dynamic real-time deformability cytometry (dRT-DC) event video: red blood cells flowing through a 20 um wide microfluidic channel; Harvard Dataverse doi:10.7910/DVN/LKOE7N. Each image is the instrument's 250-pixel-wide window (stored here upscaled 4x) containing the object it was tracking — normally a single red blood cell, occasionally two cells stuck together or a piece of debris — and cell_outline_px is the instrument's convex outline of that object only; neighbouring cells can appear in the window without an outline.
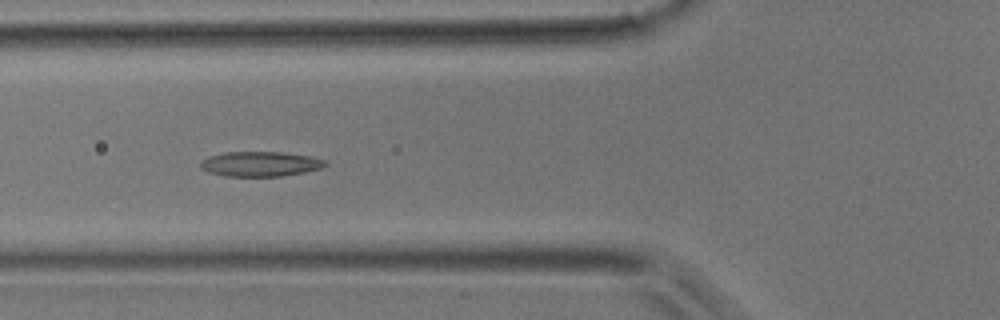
{"species": "common noctule bat (a hibernating species)", "species_latin": "Nyctalus noctula", "temperature_condition": "room temperature", "stored_images_in_passage": 40, "camera_frame_rate_fps": 3000, "um_per_image_px": 0.085, "animal": {"sex": "male", "body_mass_g": 17.9}, "frame": {"image": 1, "passage_image": 14, "time_ms": 4.333, "image_size_px": [1000, 320], "cell_outline_px": [[328, 164], [324, 168], [304, 172], [280, 176], [224, 176], [208, 172], [200, 168], [200, 164], [208, 156], [224, 152], [280, 152], [312, 156], [328, 160]], "centroid_in_image_um": [22.17, 13.93], "position_along_channel_um": 103.6, "area_um2": 18.26}}
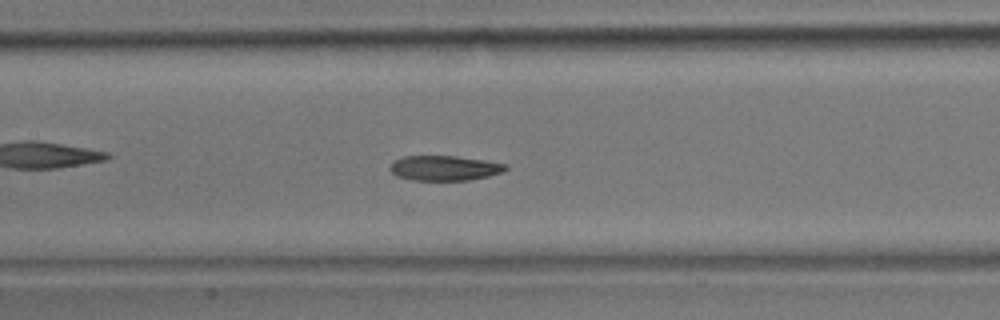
{"frame": {"image": 2, "passage_image": 18, "time_ms": 5.667, "image_size_px": [1000, 320], "cell_outline_px": [[508, 168], [504, 172], [488, 176], [468, 180], [412, 180], [396, 176], [388, 168], [392, 160], [404, 156], [456, 156], [484, 160], [508, 164]], "centroid_in_image_um": [37.77, 14.28], "position_along_channel_um": 169.6, "area_um2": 16.99}}
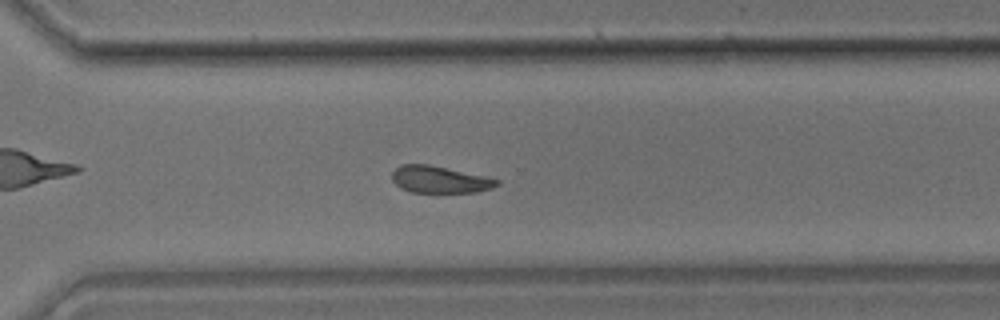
{"frame": {"image": 3, "passage_image": 28, "time_ms": 9.0, "image_size_px": [1000, 320], "cell_outline_px": [[500, 184], [492, 188], [476, 192], [408, 192], [400, 188], [392, 180], [392, 172], [400, 164], [428, 164], [484, 176], [500, 180]], "centroid_in_image_um": [37.35, 15.26], "position_along_channel_um": 333.3, "area_um2": 16.42}}